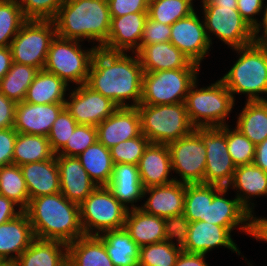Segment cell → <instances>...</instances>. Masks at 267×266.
<instances>
[{
  "instance_id": "6da1fadb",
  "label": "cell",
  "mask_w": 267,
  "mask_h": 266,
  "mask_svg": "<svg viewBox=\"0 0 267 266\" xmlns=\"http://www.w3.org/2000/svg\"><path fill=\"white\" fill-rule=\"evenodd\" d=\"M133 54L98 48L85 84L118 107H137L142 98L144 71L137 53ZM127 100L133 103L129 104Z\"/></svg>"
},
{
  "instance_id": "7a4b0ae2",
  "label": "cell",
  "mask_w": 267,
  "mask_h": 266,
  "mask_svg": "<svg viewBox=\"0 0 267 266\" xmlns=\"http://www.w3.org/2000/svg\"><path fill=\"white\" fill-rule=\"evenodd\" d=\"M36 239L70 244L84 236L80 205L67 200L61 192L30 199L24 210Z\"/></svg>"
},
{
  "instance_id": "3957f363",
  "label": "cell",
  "mask_w": 267,
  "mask_h": 266,
  "mask_svg": "<svg viewBox=\"0 0 267 266\" xmlns=\"http://www.w3.org/2000/svg\"><path fill=\"white\" fill-rule=\"evenodd\" d=\"M57 36L83 42L98 43L101 48L108 39L111 16L107 0H66L54 18Z\"/></svg>"
},
{
  "instance_id": "277c9868",
  "label": "cell",
  "mask_w": 267,
  "mask_h": 266,
  "mask_svg": "<svg viewBox=\"0 0 267 266\" xmlns=\"http://www.w3.org/2000/svg\"><path fill=\"white\" fill-rule=\"evenodd\" d=\"M239 57L231 69L220 80L231 92L247 94L246 101L267 100V45L252 43L234 48ZM260 93V94H259Z\"/></svg>"
},
{
  "instance_id": "5b68a950",
  "label": "cell",
  "mask_w": 267,
  "mask_h": 266,
  "mask_svg": "<svg viewBox=\"0 0 267 266\" xmlns=\"http://www.w3.org/2000/svg\"><path fill=\"white\" fill-rule=\"evenodd\" d=\"M198 79L189 88L184 104L195 128L222 127L232 111L235 98L221 80L197 88Z\"/></svg>"
},
{
  "instance_id": "8992f818",
  "label": "cell",
  "mask_w": 267,
  "mask_h": 266,
  "mask_svg": "<svg viewBox=\"0 0 267 266\" xmlns=\"http://www.w3.org/2000/svg\"><path fill=\"white\" fill-rule=\"evenodd\" d=\"M141 133L150 143L168 145L191 133V124L184 102L164 105L139 104Z\"/></svg>"
},
{
  "instance_id": "52a82bcc",
  "label": "cell",
  "mask_w": 267,
  "mask_h": 266,
  "mask_svg": "<svg viewBox=\"0 0 267 266\" xmlns=\"http://www.w3.org/2000/svg\"><path fill=\"white\" fill-rule=\"evenodd\" d=\"M80 41L64 39L55 36L47 53L44 70L53 73L68 85L85 84L93 56L98 49L96 46L82 49Z\"/></svg>"
},
{
  "instance_id": "ba28073f",
  "label": "cell",
  "mask_w": 267,
  "mask_h": 266,
  "mask_svg": "<svg viewBox=\"0 0 267 266\" xmlns=\"http://www.w3.org/2000/svg\"><path fill=\"white\" fill-rule=\"evenodd\" d=\"M128 210L107 186H98L80 204V223L85 235H100L104 231L125 226Z\"/></svg>"
},
{
  "instance_id": "9c48e42d",
  "label": "cell",
  "mask_w": 267,
  "mask_h": 266,
  "mask_svg": "<svg viewBox=\"0 0 267 266\" xmlns=\"http://www.w3.org/2000/svg\"><path fill=\"white\" fill-rule=\"evenodd\" d=\"M198 70L144 72L140 104L164 105L184 102L189 88L197 80Z\"/></svg>"
},
{
  "instance_id": "30bf717a",
  "label": "cell",
  "mask_w": 267,
  "mask_h": 266,
  "mask_svg": "<svg viewBox=\"0 0 267 266\" xmlns=\"http://www.w3.org/2000/svg\"><path fill=\"white\" fill-rule=\"evenodd\" d=\"M57 35L52 20H27L10 44L12 61L44 68L52 40Z\"/></svg>"
},
{
  "instance_id": "8fae6325",
  "label": "cell",
  "mask_w": 267,
  "mask_h": 266,
  "mask_svg": "<svg viewBox=\"0 0 267 266\" xmlns=\"http://www.w3.org/2000/svg\"><path fill=\"white\" fill-rule=\"evenodd\" d=\"M204 26L210 44L214 34L230 49L254 43V29L241 17L237 7L202 6Z\"/></svg>"
},
{
  "instance_id": "7c38bea8",
  "label": "cell",
  "mask_w": 267,
  "mask_h": 266,
  "mask_svg": "<svg viewBox=\"0 0 267 266\" xmlns=\"http://www.w3.org/2000/svg\"><path fill=\"white\" fill-rule=\"evenodd\" d=\"M194 130L200 135L206 147L204 184L229 187L236 166L227 148L226 125Z\"/></svg>"
},
{
  "instance_id": "4fadbf2b",
  "label": "cell",
  "mask_w": 267,
  "mask_h": 266,
  "mask_svg": "<svg viewBox=\"0 0 267 266\" xmlns=\"http://www.w3.org/2000/svg\"><path fill=\"white\" fill-rule=\"evenodd\" d=\"M172 171L180 176V183H204L206 147L200 135L193 130L188 135L168 144Z\"/></svg>"
},
{
  "instance_id": "5bb4252c",
  "label": "cell",
  "mask_w": 267,
  "mask_h": 266,
  "mask_svg": "<svg viewBox=\"0 0 267 266\" xmlns=\"http://www.w3.org/2000/svg\"><path fill=\"white\" fill-rule=\"evenodd\" d=\"M69 95L65 100V109L78 125L97 126L118 108L113 101L86 84L74 87Z\"/></svg>"
},
{
  "instance_id": "9a60e30c",
  "label": "cell",
  "mask_w": 267,
  "mask_h": 266,
  "mask_svg": "<svg viewBox=\"0 0 267 266\" xmlns=\"http://www.w3.org/2000/svg\"><path fill=\"white\" fill-rule=\"evenodd\" d=\"M170 42L199 66L211 47L204 21L195 11L171 25Z\"/></svg>"
},
{
  "instance_id": "2e32d148",
  "label": "cell",
  "mask_w": 267,
  "mask_h": 266,
  "mask_svg": "<svg viewBox=\"0 0 267 266\" xmlns=\"http://www.w3.org/2000/svg\"><path fill=\"white\" fill-rule=\"evenodd\" d=\"M228 188L222 187L214 196L213 200H208L206 219L204 222L223 226L231 232L240 226V231H244L251 237L253 235L254 215L240 203L239 199H227ZM225 195V196H224Z\"/></svg>"
},
{
  "instance_id": "e0dca14e",
  "label": "cell",
  "mask_w": 267,
  "mask_h": 266,
  "mask_svg": "<svg viewBox=\"0 0 267 266\" xmlns=\"http://www.w3.org/2000/svg\"><path fill=\"white\" fill-rule=\"evenodd\" d=\"M64 108L65 103L33 104L25 101L18 102L13 128L18 133L48 137L53 123Z\"/></svg>"
},
{
  "instance_id": "ac0fdd59",
  "label": "cell",
  "mask_w": 267,
  "mask_h": 266,
  "mask_svg": "<svg viewBox=\"0 0 267 266\" xmlns=\"http://www.w3.org/2000/svg\"><path fill=\"white\" fill-rule=\"evenodd\" d=\"M148 12H136L120 17H111L107 42L101 47L109 52L136 53L140 49Z\"/></svg>"
},
{
  "instance_id": "d6986e66",
  "label": "cell",
  "mask_w": 267,
  "mask_h": 266,
  "mask_svg": "<svg viewBox=\"0 0 267 266\" xmlns=\"http://www.w3.org/2000/svg\"><path fill=\"white\" fill-rule=\"evenodd\" d=\"M97 141L106 148L141 134V118L137 107H118L96 126Z\"/></svg>"
},
{
  "instance_id": "ffe728a7",
  "label": "cell",
  "mask_w": 267,
  "mask_h": 266,
  "mask_svg": "<svg viewBox=\"0 0 267 266\" xmlns=\"http://www.w3.org/2000/svg\"><path fill=\"white\" fill-rule=\"evenodd\" d=\"M60 192L69 201L80 205L98 185L89 177L77 157L56 155Z\"/></svg>"
},
{
  "instance_id": "44dd1931",
  "label": "cell",
  "mask_w": 267,
  "mask_h": 266,
  "mask_svg": "<svg viewBox=\"0 0 267 266\" xmlns=\"http://www.w3.org/2000/svg\"><path fill=\"white\" fill-rule=\"evenodd\" d=\"M231 237V231L226 227L204 221L190 222L187 242L182 250L206 255L215 247L223 246L240 255L241 252Z\"/></svg>"
},
{
  "instance_id": "7402d4cb",
  "label": "cell",
  "mask_w": 267,
  "mask_h": 266,
  "mask_svg": "<svg viewBox=\"0 0 267 266\" xmlns=\"http://www.w3.org/2000/svg\"><path fill=\"white\" fill-rule=\"evenodd\" d=\"M144 72L169 69H200V66L174 46L170 41L152 45H140L136 52Z\"/></svg>"
},
{
  "instance_id": "603a6c76",
  "label": "cell",
  "mask_w": 267,
  "mask_h": 266,
  "mask_svg": "<svg viewBox=\"0 0 267 266\" xmlns=\"http://www.w3.org/2000/svg\"><path fill=\"white\" fill-rule=\"evenodd\" d=\"M185 193L186 184L179 181L145 188L143 197L147 194L150 196L140 209L147 214L161 218L182 214L184 212Z\"/></svg>"
},
{
  "instance_id": "cb8c5ba5",
  "label": "cell",
  "mask_w": 267,
  "mask_h": 266,
  "mask_svg": "<svg viewBox=\"0 0 267 266\" xmlns=\"http://www.w3.org/2000/svg\"><path fill=\"white\" fill-rule=\"evenodd\" d=\"M138 171L144 189L178 180L177 177H170L171 156L168 145L165 144L149 143L139 160Z\"/></svg>"
},
{
  "instance_id": "d4e9b609",
  "label": "cell",
  "mask_w": 267,
  "mask_h": 266,
  "mask_svg": "<svg viewBox=\"0 0 267 266\" xmlns=\"http://www.w3.org/2000/svg\"><path fill=\"white\" fill-rule=\"evenodd\" d=\"M35 239L28 215L22 211L15 218L0 224V259L17 260Z\"/></svg>"
},
{
  "instance_id": "484cf974",
  "label": "cell",
  "mask_w": 267,
  "mask_h": 266,
  "mask_svg": "<svg viewBox=\"0 0 267 266\" xmlns=\"http://www.w3.org/2000/svg\"><path fill=\"white\" fill-rule=\"evenodd\" d=\"M30 199L60 192V177L56 155L45 161L20 166Z\"/></svg>"
},
{
  "instance_id": "4316f807",
  "label": "cell",
  "mask_w": 267,
  "mask_h": 266,
  "mask_svg": "<svg viewBox=\"0 0 267 266\" xmlns=\"http://www.w3.org/2000/svg\"><path fill=\"white\" fill-rule=\"evenodd\" d=\"M227 188L237 190L236 198L253 215L255 206L250 202L251 197L267 196V173L254 163L237 166Z\"/></svg>"
},
{
  "instance_id": "83f0119b",
  "label": "cell",
  "mask_w": 267,
  "mask_h": 266,
  "mask_svg": "<svg viewBox=\"0 0 267 266\" xmlns=\"http://www.w3.org/2000/svg\"><path fill=\"white\" fill-rule=\"evenodd\" d=\"M107 187L127 209L140 208L133 204L144 198V188L139 177L138 165L114 164L112 177ZM129 203L131 208L128 206Z\"/></svg>"
},
{
  "instance_id": "f1b7e54d",
  "label": "cell",
  "mask_w": 267,
  "mask_h": 266,
  "mask_svg": "<svg viewBox=\"0 0 267 266\" xmlns=\"http://www.w3.org/2000/svg\"><path fill=\"white\" fill-rule=\"evenodd\" d=\"M124 228L139 247L166 241L164 218L147 214L140 208L128 210Z\"/></svg>"
},
{
  "instance_id": "f546056e",
  "label": "cell",
  "mask_w": 267,
  "mask_h": 266,
  "mask_svg": "<svg viewBox=\"0 0 267 266\" xmlns=\"http://www.w3.org/2000/svg\"><path fill=\"white\" fill-rule=\"evenodd\" d=\"M16 261L18 266H68V247L60 241L35 239Z\"/></svg>"
},
{
  "instance_id": "4dcf8cb0",
  "label": "cell",
  "mask_w": 267,
  "mask_h": 266,
  "mask_svg": "<svg viewBox=\"0 0 267 266\" xmlns=\"http://www.w3.org/2000/svg\"><path fill=\"white\" fill-rule=\"evenodd\" d=\"M67 247L68 266H114L99 235H84Z\"/></svg>"
},
{
  "instance_id": "1f68e13d",
  "label": "cell",
  "mask_w": 267,
  "mask_h": 266,
  "mask_svg": "<svg viewBox=\"0 0 267 266\" xmlns=\"http://www.w3.org/2000/svg\"><path fill=\"white\" fill-rule=\"evenodd\" d=\"M68 86L53 73L41 69L28 87L24 101L33 104L65 103Z\"/></svg>"
},
{
  "instance_id": "d6a6232c",
  "label": "cell",
  "mask_w": 267,
  "mask_h": 266,
  "mask_svg": "<svg viewBox=\"0 0 267 266\" xmlns=\"http://www.w3.org/2000/svg\"><path fill=\"white\" fill-rule=\"evenodd\" d=\"M114 266H139V246L125 228L99 235Z\"/></svg>"
},
{
  "instance_id": "836d02e7",
  "label": "cell",
  "mask_w": 267,
  "mask_h": 266,
  "mask_svg": "<svg viewBox=\"0 0 267 266\" xmlns=\"http://www.w3.org/2000/svg\"><path fill=\"white\" fill-rule=\"evenodd\" d=\"M237 119L235 127L253 144L267 139V100L245 102Z\"/></svg>"
},
{
  "instance_id": "e575fe53",
  "label": "cell",
  "mask_w": 267,
  "mask_h": 266,
  "mask_svg": "<svg viewBox=\"0 0 267 266\" xmlns=\"http://www.w3.org/2000/svg\"><path fill=\"white\" fill-rule=\"evenodd\" d=\"M89 177L98 186H107L113 173L110 149L96 141L77 156Z\"/></svg>"
},
{
  "instance_id": "d590c367",
  "label": "cell",
  "mask_w": 267,
  "mask_h": 266,
  "mask_svg": "<svg viewBox=\"0 0 267 266\" xmlns=\"http://www.w3.org/2000/svg\"><path fill=\"white\" fill-rule=\"evenodd\" d=\"M54 155L48 137L17 133L12 164L21 166L32 162L45 161L51 159Z\"/></svg>"
},
{
  "instance_id": "8d00e7d4",
  "label": "cell",
  "mask_w": 267,
  "mask_h": 266,
  "mask_svg": "<svg viewBox=\"0 0 267 266\" xmlns=\"http://www.w3.org/2000/svg\"><path fill=\"white\" fill-rule=\"evenodd\" d=\"M38 71L36 67L12 62L9 71L0 81V92L16 103L24 101L28 87Z\"/></svg>"
},
{
  "instance_id": "74e56055",
  "label": "cell",
  "mask_w": 267,
  "mask_h": 266,
  "mask_svg": "<svg viewBox=\"0 0 267 266\" xmlns=\"http://www.w3.org/2000/svg\"><path fill=\"white\" fill-rule=\"evenodd\" d=\"M222 187L204 183L186 184L183 214L190 222L206 219L208 200Z\"/></svg>"
},
{
  "instance_id": "f35d334b",
  "label": "cell",
  "mask_w": 267,
  "mask_h": 266,
  "mask_svg": "<svg viewBox=\"0 0 267 266\" xmlns=\"http://www.w3.org/2000/svg\"><path fill=\"white\" fill-rule=\"evenodd\" d=\"M0 195L7 197L24 211L29 204V193L20 166L10 164L0 168Z\"/></svg>"
},
{
  "instance_id": "ab89813d",
  "label": "cell",
  "mask_w": 267,
  "mask_h": 266,
  "mask_svg": "<svg viewBox=\"0 0 267 266\" xmlns=\"http://www.w3.org/2000/svg\"><path fill=\"white\" fill-rule=\"evenodd\" d=\"M193 0H149L148 17L165 25H172L195 11Z\"/></svg>"
},
{
  "instance_id": "60d3db41",
  "label": "cell",
  "mask_w": 267,
  "mask_h": 266,
  "mask_svg": "<svg viewBox=\"0 0 267 266\" xmlns=\"http://www.w3.org/2000/svg\"><path fill=\"white\" fill-rule=\"evenodd\" d=\"M26 21L18 0H0V47L10 46Z\"/></svg>"
},
{
  "instance_id": "b9f144b4",
  "label": "cell",
  "mask_w": 267,
  "mask_h": 266,
  "mask_svg": "<svg viewBox=\"0 0 267 266\" xmlns=\"http://www.w3.org/2000/svg\"><path fill=\"white\" fill-rule=\"evenodd\" d=\"M182 248L168 241L139 248V266H174Z\"/></svg>"
},
{
  "instance_id": "7bdbcfd3",
  "label": "cell",
  "mask_w": 267,
  "mask_h": 266,
  "mask_svg": "<svg viewBox=\"0 0 267 266\" xmlns=\"http://www.w3.org/2000/svg\"><path fill=\"white\" fill-rule=\"evenodd\" d=\"M226 125V143L228 152L235 166L251 164L254 161L256 145L253 144L238 128L230 129Z\"/></svg>"
},
{
  "instance_id": "ee69618b",
  "label": "cell",
  "mask_w": 267,
  "mask_h": 266,
  "mask_svg": "<svg viewBox=\"0 0 267 266\" xmlns=\"http://www.w3.org/2000/svg\"><path fill=\"white\" fill-rule=\"evenodd\" d=\"M149 140L141 133L139 136L120 142L110 148L114 164L138 165L144 150L149 145Z\"/></svg>"
},
{
  "instance_id": "f6af8a7d",
  "label": "cell",
  "mask_w": 267,
  "mask_h": 266,
  "mask_svg": "<svg viewBox=\"0 0 267 266\" xmlns=\"http://www.w3.org/2000/svg\"><path fill=\"white\" fill-rule=\"evenodd\" d=\"M77 125L78 123L75 119L64 108L53 123L52 129L48 135L51 150L55 155L65 147L67 140L70 138Z\"/></svg>"
},
{
  "instance_id": "bcb514c9",
  "label": "cell",
  "mask_w": 267,
  "mask_h": 266,
  "mask_svg": "<svg viewBox=\"0 0 267 266\" xmlns=\"http://www.w3.org/2000/svg\"><path fill=\"white\" fill-rule=\"evenodd\" d=\"M97 141L96 126L77 125L65 147L56 155L77 157Z\"/></svg>"
},
{
  "instance_id": "7dc6e473",
  "label": "cell",
  "mask_w": 267,
  "mask_h": 266,
  "mask_svg": "<svg viewBox=\"0 0 267 266\" xmlns=\"http://www.w3.org/2000/svg\"><path fill=\"white\" fill-rule=\"evenodd\" d=\"M66 0H18L27 20H54Z\"/></svg>"
},
{
  "instance_id": "c3c4849f",
  "label": "cell",
  "mask_w": 267,
  "mask_h": 266,
  "mask_svg": "<svg viewBox=\"0 0 267 266\" xmlns=\"http://www.w3.org/2000/svg\"><path fill=\"white\" fill-rule=\"evenodd\" d=\"M189 227L190 221L183 213L164 218V232L166 241L183 248L187 242ZM174 238L177 240L176 243L178 244L173 242Z\"/></svg>"
},
{
  "instance_id": "681fc988",
  "label": "cell",
  "mask_w": 267,
  "mask_h": 266,
  "mask_svg": "<svg viewBox=\"0 0 267 266\" xmlns=\"http://www.w3.org/2000/svg\"><path fill=\"white\" fill-rule=\"evenodd\" d=\"M171 26L154 21L149 17L146 19L143 36L140 45H152L156 43L169 42Z\"/></svg>"
},
{
  "instance_id": "f907efd6",
  "label": "cell",
  "mask_w": 267,
  "mask_h": 266,
  "mask_svg": "<svg viewBox=\"0 0 267 266\" xmlns=\"http://www.w3.org/2000/svg\"><path fill=\"white\" fill-rule=\"evenodd\" d=\"M110 16L120 17L136 12H148L149 0H107Z\"/></svg>"
},
{
  "instance_id": "816d5d0a",
  "label": "cell",
  "mask_w": 267,
  "mask_h": 266,
  "mask_svg": "<svg viewBox=\"0 0 267 266\" xmlns=\"http://www.w3.org/2000/svg\"><path fill=\"white\" fill-rule=\"evenodd\" d=\"M17 133L13 127L0 129V168L12 164Z\"/></svg>"
},
{
  "instance_id": "f5cc1de1",
  "label": "cell",
  "mask_w": 267,
  "mask_h": 266,
  "mask_svg": "<svg viewBox=\"0 0 267 266\" xmlns=\"http://www.w3.org/2000/svg\"><path fill=\"white\" fill-rule=\"evenodd\" d=\"M265 0H237V10L241 17L253 28L258 25V19L254 16L259 15L263 10Z\"/></svg>"
},
{
  "instance_id": "db71d44e",
  "label": "cell",
  "mask_w": 267,
  "mask_h": 266,
  "mask_svg": "<svg viewBox=\"0 0 267 266\" xmlns=\"http://www.w3.org/2000/svg\"><path fill=\"white\" fill-rule=\"evenodd\" d=\"M16 104L0 92V129L14 126Z\"/></svg>"
},
{
  "instance_id": "11a10c76",
  "label": "cell",
  "mask_w": 267,
  "mask_h": 266,
  "mask_svg": "<svg viewBox=\"0 0 267 266\" xmlns=\"http://www.w3.org/2000/svg\"><path fill=\"white\" fill-rule=\"evenodd\" d=\"M15 206L18 207L12 200L0 195V224L6 223L22 212L20 208L16 211Z\"/></svg>"
},
{
  "instance_id": "9f6ffc18",
  "label": "cell",
  "mask_w": 267,
  "mask_h": 266,
  "mask_svg": "<svg viewBox=\"0 0 267 266\" xmlns=\"http://www.w3.org/2000/svg\"><path fill=\"white\" fill-rule=\"evenodd\" d=\"M206 255L181 251L174 266H208Z\"/></svg>"
},
{
  "instance_id": "6f0895ef",
  "label": "cell",
  "mask_w": 267,
  "mask_h": 266,
  "mask_svg": "<svg viewBox=\"0 0 267 266\" xmlns=\"http://www.w3.org/2000/svg\"><path fill=\"white\" fill-rule=\"evenodd\" d=\"M253 163L267 173V139L256 145Z\"/></svg>"
},
{
  "instance_id": "680465c9",
  "label": "cell",
  "mask_w": 267,
  "mask_h": 266,
  "mask_svg": "<svg viewBox=\"0 0 267 266\" xmlns=\"http://www.w3.org/2000/svg\"><path fill=\"white\" fill-rule=\"evenodd\" d=\"M264 7L262 21L254 29V41L258 44L267 45V4ZM260 31L262 35L259 36Z\"/></svg>"
},
{
  "instance_id": "91938a15",
  "label": "cell",
  "mask_w": 267,
  "mask_h": 266,
  "mask_svg": "<svg viewBox=\"0 0 267 266\" xmlns=\"http://www.w3.org/2000/svg\"><path fill=\"white\" fill-rule=\"evenodd\" d=\"M252 237L267 242V218L254 217Z\"/></svg>"
},
{
  "instance_id": "94428289",
  "label": "cell",
  "mask_w": 267,
  "mask_h": 266,
  "mask_svg": "<svg viewBox=\"0 0 267 266\" xmlns=\"http://www.w3.org/2000/svg\"><path fill=\"white\" fill-rule=\"evenodd\" d=\"M12 62L10 46L0 47V81L9 71Z\"/></svg>"
},
{
  "instance_id": "6125c7cd",
  "label": "cell",
  "mask_w": 267,
  "mask_h": 266,
  "mask_svg": "<svg viewBox=\"0 0 267 266\" xmlns=\"http://www.w3.org/2000/svg\"><path fill=\"white\" fill-rule=\"evenodd\" d=\"M202 6L237 7V0H201Z\"/></svg>"
},
{
  "instance_id": "be15d7a7",
  "label": "cell",
  "mask_w": 267,
  "mask_h": 266,
  "mask_svg": "<svg viewBox=\"0 0 267 266\" xmlns=\"http://www.w3.org/2000/svg\"><path fill=\"white\" fill-rule=\"evenodd\" d=\"M0 266H18L16 260H1Z\"/></svg>"
}]
</instances>
